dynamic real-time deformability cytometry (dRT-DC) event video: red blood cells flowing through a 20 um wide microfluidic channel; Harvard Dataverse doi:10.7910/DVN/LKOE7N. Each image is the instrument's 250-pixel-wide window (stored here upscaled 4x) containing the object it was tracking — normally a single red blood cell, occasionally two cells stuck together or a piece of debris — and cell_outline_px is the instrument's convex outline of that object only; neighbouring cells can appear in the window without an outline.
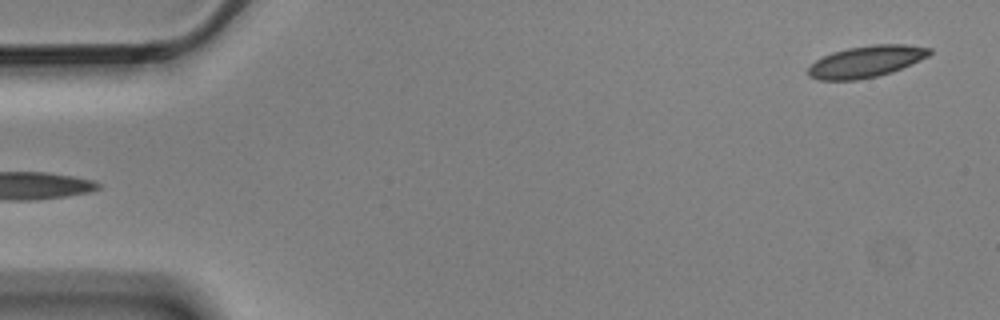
{"species": "Egyptian fruit bat (a non-hibernating species)", "species_latin": "Rousettus aegyptiacus", "temperature_condition": "cold", "stored_images_in_passage": 5, "segment_of_instrument_passage": [2, 2], "camera_frame_rate_fps": 3000, "um_per_image_px": 0.085, "animal": {"sex": "male"}, "frame": {"image": 1, "passage_image": 5, "time_ms": 1.333, "image_size_px": [1000, 320], "cell_outline_px": [[932, 52], [928, 56], [920, 60], [892, 72], [876, 76], [856, 80], [820, 80], [808, 76], [808, 68], [816, 60], [832, 52], [848, 48], [872, 44], [904, 44], [932, 48]], "centroid_in_image_um": [73.63, 5.22], "position_along_channel_um": 11.4, "area_um2": 22.25}}